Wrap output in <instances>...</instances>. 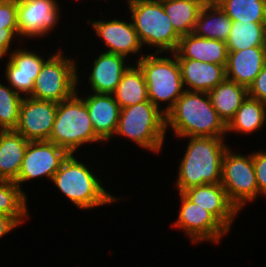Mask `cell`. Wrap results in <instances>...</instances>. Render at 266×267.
I'll return each instance as SVG.
<instances>
[{
  "label": "cell",
  "instance_id": "obj_1",
  "mask_svg": "<svg viewBox=\"0 0 266 267\" xmlns=\"http://www.w3.org/2000/svg\"><path fill=\"white\" fill-rule=\"evenodd\" d=\"M165 115L166 130L170 126L178 138H224L227 134L226 125L213 108L207 92L185 90Z\"/></svg>",
  "mask_w": 266,
  "mask_h": 267
},
{
  "label": "cell",
  "instance_id": "obj_2",
  "mask_svg": "<svg viewBox=\"0 0 266 267\" xmlns=\"http://www.w3.org/2000/svg\"><path fill=\"white\" fill-rule=\"evenodd\" d=\"M189 144L180 166L176 186L186 189L221 182L222 158L228 149L221 137H189Z\"/></svg>",
  "mask_w": 266,
  "mask_h": 267
},
{
  "label": "cell",
  "instance_id": "obj_3",
  "mask_svg": "<svg viewBox=\"0 0 266 267\" xmlns=\"http://www.w3.org/2000/svg\"><path fill=\"white\" fill-rule=\"evenodd\" d=\"M57 188L78 208L91 209L115 202L92 171L69 154L52 177Z\"/></svg>",
  "mask_w": 266,
  "mask_h": 267
},
{
  "label": "cell",
  "instance_id": "obj_4",
  "mask_svg": "<svg viewBox=\"0 0 266 267\" xmlns=\"http://www.w3.org/2000/svg\"><path fill=\"white\" fill-rule=\"evenodd\" d=\"M166 131L165 113L147 100L121 108L115 135L124 136L140 147L158 153Z\"/></svg>",
  "mask_w": 266,
  "mask_h": 267
},
{
  "label": "cell",
  "instance_id": "obj_5",
  "mask_svg": "<svg viewBox=\"0 0 266 267\" xmlns=\"http://www.w3.org/2000/svg\"><path fill=\"white\" fill-rule=\"evenodd\" d=\"M131 19L142 43L158 48L156 53H174L180 35L174 30L160 0H128Z\"/></svg>",
  "mask_w": 266,
  "mask_h": 267
},
{
  "label": "cell",
  "instance_id": "obj_6",
  "mask_svg": "<svg viewBox=\"0 0 266 267\" xmlns=\"http://www.w3.org/2000/svg\"><path fill=\"white\" fill-rule=\"evenodd\" d=\"M69 154L86 143L102 142L95 134L89 112L83 98L76 91L70 98L57 103V112L49 140Z\"/></svg>",
  "mask_w": 266,
  "mask_h": 267
},
{
  "label": "cell",
  "instance_id": "obj_7",
  "mask_svg": "<svg viewBox=\"0 0 266 267\" xmlns=\"http://www.w3.org/2000/svg\"><path fill=\"white\" fill-rule=\"evenodd\" d=\"M155 55L159 53L142 54L136 63L144 74L148 99L157 108H160V102L168 101V107L161 109L166 114L184 93L185 88L176 55L172 53V58Z\"/></svg>",
  "mask_w": 266,
  "mask_h": 267
},
{
  "label": "cell",
  "instance_id": "obj_8",
  "mask_svg": "<svg viewBox=\"0 0 266 267\" xmlns=\"http://www.w3.org/2000/svg\"><path fill=\"white\" fill-rule=\"evenodd\" d=\"M76 65L74 60L67 58L60 50L51 54L36 77L29 97L56 103L70 98L77 91L79 83Z\"/></svg>",
  "mask_w": 266,
  "mask_h": 267
},
{
  "label": "cell",
  "instance_id": "obj_9",
  "mask_svg": "<svg viewBox=\"0 0 266 267\" xmlns=\"http://www.w3.org/2000/svg\"><path fill=\"white\" fill-rule=\"evenodd\" d=\"M229 200L238 210L258 196L253 153H232L228 147L222 158L221 182Z\"/></svg>",
  "mask_w": 266,
  "mask_h": 267
},
{
  "label": "cell",
  "instance_id": "obj_10",
  "mask_svg": "<svg viewBox=\"0 0 266 267\" xmlns=\"http://www.w3.org/2000/svg\"><path fill=\"white\" fill-rule=\"evenodd\" d=\"M68 155L69 153L64 148L51 141H29L15 183L21 188V183L31 179L44 176L52 180Z\"/></svg>",
  "mask_w": 266,
  "mask_h": 267
},
{
  "label": "cell",
  "instance_id": "obj_11",
  "mask_svg": "<svg viewBox=\"0 0 266 267\" xmlns=\"http://www.w3.org/2000/svg\"><path fill=\"white\" fill-rule=\"evenodd\" d=\"M181 208L172 226L182 229L193 243L204 240L219 243L229 230L208 210L194 204L183 193H179Z\"/></svg>",
  "mask_w": 266,
  "mask_h": 267
},
{
  "label": "cell",
  "instance_id": "obj_12",
  "mask_svg": "<svg viewBox=\"0 0 266 267\" xmlns=\"http://www.w3.org/2000/svg\"><path fill=\"white\" fill-rule=\"evenodd\" d=\"M58 4L57 0H17L18 35L39 38L50 33L60 20Z\"/></svg>",
  "mask_w": 266,
  "mask_h": 267
},
{
  "label": "cell",
  "instance_id": "obj_13",
  "mask_svg": "<svg viewBox=\"0 0 266 267\" xmlns=\"http://www.w3.org/2000/svg\"><path fill=\"white\" fill-rule=\"evenodd\" d=\"M56 112V102L23 97L15 131L28 141L49 140Z\"/></svg>",
  "mask_w": 266,
  "mask_h": 267
},
{
  "label": "cell",
  "instance_id": "obj_14",
  "mask_svg": "<svg viewBox=\"0 0 266 267\" xmlns=\"http://www.w3.org/2000/svg\"><path fill=\"white\" fill-rule=\"evenodd\" d=\"M96 31V35L101 37L108 48L107 53L118 54L124 57L129 54L138 53L142 43L134 29L132 20L130 23L113 19L110 21H88Z\"/></svg>",
  "mask_w": 266,
  "mask_h": 267
},
{
  "label": "cell",
  "instance_id": "obj_15",
  "mask_svg": "<svg viewBox=\"0 0 266 267\" xmlns=\"http://www.w3.org/2000/svg\"><path fill=\"white\" fill-rule=\"evenodd\" d=\"M42 56L35 52L18 48L7 60L5 76L12 89L17 93L29 96L34 89V82L44 62Z\"/></svg>",
  "mask_w": 266,
  "mask_h": 267
},
{
  "label": "cell",
  "instance_id": "obj_16",
  "mask_svg": "<svg viewBox=\"0 0 266 267\" xmlns=\"http://www.w3.org/2000/svg\"><path fill=\"white\" fill-rule=\"evenodd\" d=\"M183 194L194 204L211 212L230 231L239 210L229 200L221 183L192 187Z\"/></svg>",
  "mask_w": 266,
  "mask_h": 267
},
{
  "label": "cell",
  "instance_id": "obj_17",
  "mask_svg": "<svg viewBox=\"0 0 266 267\" xmlns=\"http://www.w3.org/2000/svg\"><path fill=\"white\" fill-rule=\"evenodd\" d=\"M83 101L89 112L95 134L104 141H109L116 133L120 116V106L112 94H88Z\"/></svg>",
  "mask_w": 266,
  "mask_h": 267
},
{
  "label": "cell",
  "instance_id": "obj_18",
  "mask_svg": "<svg viewBox=\"0 0 266 267\" xmlns=\"http://www.w3.org/2000/svg\"><path fill=\"white\" fill-rule=\"evenodd\" d=\"M265 64V46L228 51L226 78L248 88Z\"/></svg>",
  "mask_w": 266,
  "mask_h": 267
},
{
  "label": "cell",
  "instance_id": "obj_19",
  "mask_svg": "<svg viewBox=\"0 0 266 267\" xmlns=\"http://www.w3.org/2000/svg\"><path fill=\"white\" fill-rule=\"evenodd\" d=\"M178 63L183 86L187 91L208 93L226 79V69L223 65L194 59H178Z\"/></svg>",
  "mask_w": 266,
  "mask_h": 267
},
{
  "label": "cell",
  "instance_id": "obj_20",
  "mask_svg": "<svg viewBox=\"0 0 266 267\" xmlns=\"http://www.w3.org/2000/svg\"><path fill=\"white\" fill-rule=\"evenodd\" d=\"M174 54L177 59H194L226 67L228 49L224 41L199 37L190 33L180 37Z\"/></svg>",
  "mask_w": 266,
  "mask_h": 267
},
{
  "label": "cell",
  "instance_id": "obj_21",
  "mask_svg": "<svg viewBox=\"0 0 266 267\" xmlns=\"http://www.w3.org/2000/svg\"><path fill=\"white\" fill-rule=\"evenodd\" d=\"M127 57L112 53H101L94 60L89 82L93 93L112 94L130 67L125 65Z\"/></svg>",
  "mask_w": 266,
  "mask_h": 267
},
{
  "label": "cell",
  "instance_id": "obj_22",
  "mask_svg": "<svg viewBox=\"0 0 266 267\" xmlns=\"http://www.w3.org/2000/svg\"><path fill=\"white\" fill-rule=\"evenodd\" d=\"M28 142L15 130L0 131V180H17Z\"/></svg>",
  "mask_w": 266,
  "mask_h": 267
},
{
  "label": "cell",
  "instance_id": "obj_23",
  "mask_svg": "<svg viewBox=\"0 0 266 267\" xmlns=\"http://www.w3.org/2000/svg\"><path fill=\"white\" fill-rule=\"evenodd\" d=\"M213 108L227 126L247 99L248 88L227 78L208 92Z\"/></svg>",
  "mask_w": 266,
  "mask_h": 267
},
{
  "label": "cell",
  "instance_id": "obj_24",
  "mask_svg": "<svg viewBox=\"0 0 266 267\" xmlns=\"http://www.w3.org/2000/svg\"><path fill=\"white\" fill-rule=\"evenodd\" d=\"M232 20L217 5H204L196 19L193 33L199 37L226 42Z\"/></svg>",
  "mask_w": 266,
  "mask_h": 267
},
{
  "label": "cell",
  "instance_id": "obj_25",
  "mask_svg": "<svg viewBox=\"0 0 266 267\" xmlns=\"http://www.w3.org/2000/svg\"><path fill=\"white\" fill-rule=\"evenodd\" d=\"M130 66L112 93L120 108H126L148 99L147 84L140 67Z\"/></svg>",
  "mask_w": 266,
  "mask_h": 267
},
{
  "label": "cell",
  "instance_id": "obj_26",
  "mask_svg": "<svg viewBox=\"0 0 266 267\" xmlns=\"http://www.w3.org/2000/svg\"><path fill=\"white\" fill-rule=\"evenodd\" d=\"M161 3L180 36L193 33L196 19L204 6L200 0H161Z\"/></svg>",
  "mask_w": 266,
  "mask_h": 267
},
{
  "label": "cell",
  "instance_id": "obj_27",
  "mask_svg": "<svg viewBox=\"0 0 266 267\" xmlns=\"http://www.w3.org/2000/svg\"><path fill=\"white\" fill-rule=\"evenodd\" d=\"M266 121V103L247 97L226 126V131L249 134L261 129Z\"/></svg>",
  "mask_w": 266,
  "mask_h": 267
},
{
  "label": "cell",
  "instance_id": "obj_28",
  "mask_svg": "<svg viewBox=\"0 0 266 267\" xmlns=\"http://www.w3.org/2000/svg\"><path fill=\"white\" fill-rule=\"evenodd\" d=\"M266 23L232 21L229 37L226 41L228 51L265 46Z\"/></svg>",
  "mask_w": 266,
  "mask_h": 267
},
{
  "label": "cell",
  "instance_id": "obj_29",
  "mask_svg": "<svg viewBox=\"0 0 266 267\" xmlns=\"http://www.w3.org/2000/svg\"><path fill=\"white\" fill-rule=\"evenodd\" d=\"M26 196L15 182L0 180V214L10 215L21 224L29 218Z\"/></svg>",
  "mask_w": 266,
  "mask_h": 267
},
{
  "label": "cell",
  "instance_id": "obj_30",
  "mask_svg": "<svg viewBox=\"0 0 266 267\" xmlns=\"http://www.w3.org/2000/svg\"><path fill=\"white\" fill-rule=\"evenodd\" d=\"M218 6L232 21L266 23V0H223Z\"/></svg>",
  "mask_w": 266,
  "mask_h": 267
},
{
  "label": "cell",
  "instance_id": "obj_31",
  "mask_svg": "<svg viewBox=\"0 0 266 267\" xmlns=\"http://www.w3.org/2000/svg\"><path fill=\"white\" fill-rule=\"evenodd\" d=\"M23 94L17 93L9 85L0 83V131L15 130Z\"/></svg>",
  "mask_w": 266,
  "mask_h": 267
},
{
  "label": "cell",
  "instance_id": "obj_32",
  "mask_svg": "<svg viewBox=\"0 0 266 267\" xmlns=\"http://www.w3.org/2000/svg\"><path fill=\"white\" fill-rule=\"evenodd\" d=\"M18 35L17 0H0V49L7 54Z\"/></svg>",
  "mask_w": 266,
  "mask_h": 267
},
{
  "label": "cell",
  "instance_id": "obj_33",
  "mask_svg": "<svg viewBox=\"0 0 266 267\" xmlns=\"http://www.w3.org/2000/svg\"><path fill=\"white\" fill-rule=\"evenodd\" d=\"M253 164L258 185V195L266 196V152L255 151L253 153Z\"/></svg>",
  "mask_w": 266,
  "mask_h": 267
},
{
  "label": "cell",
  "instance_id": "obj_34",
  "mask_svg": "<svg viewBox=\"0 0 266 267\" xmlns=\"http://www.w3.org/2000/svg\"><path fill=\"white\" fill-rule=\"evenodd\" d=\"M248 95L253 99L266 103V64L248 87Z\"/></svg>",
  "mask_w": 266,
  "mask_h": 267
},
{
  "label": "cell",
  "instance_id": "obj_35",
  "mask_svg": "<svg viewBox=\"0 0 266 267\" xmlns=\"http://www.w3.org/2000/svg\"><path fill=\"white\" fill-rule=\"evenodd\" d=\"M20 224L10 215L0 214V238L11 232Z\"/></svg>",
  "mask_w": 266,
  "mask_h": 267
},
{
  "label": "cell",
  "instance_id": "obj_36",
  "mask_svg": "<svg viewBox=\"0 0 266 267\" xmlns=\"http://www.w3.org/2000/svg\"><path fill=\"white\" fill-rule=\"evenodd\" d=\"M203 5H219L223 0H200Z\"/></svg>",
  "mask_w": 266,
  "mask_h": 267
},
{
  "label": "cell",
  "instance_id": "obj_37",
  "mask_svg": "<svg viewBox=\"0 0 266 267\" xmlns=\"http://www.w3.org/2000/svg\"><path fill=\"white\" fill-rule=\"evenodd\" d=\"M6 54L0 49V58H2L3 56H5Z\"/></svg>",
  "mask_w": 266,
  "mask_h": 267
},
{
  "label": "cell",
  "instance_id": "obj_38",
  "mask_svg": "<svg viewBox=\"0 0 266 267\" xmlns=\"http://www.w3.org/2000/svg\"><path fill=\"white\" fill-rule=\"evenodd\" d=\"M265 50H266V29H265Z\"/></svg>",
  "mask_w": 266,
  "mask_h": 267
}]
</instances>
